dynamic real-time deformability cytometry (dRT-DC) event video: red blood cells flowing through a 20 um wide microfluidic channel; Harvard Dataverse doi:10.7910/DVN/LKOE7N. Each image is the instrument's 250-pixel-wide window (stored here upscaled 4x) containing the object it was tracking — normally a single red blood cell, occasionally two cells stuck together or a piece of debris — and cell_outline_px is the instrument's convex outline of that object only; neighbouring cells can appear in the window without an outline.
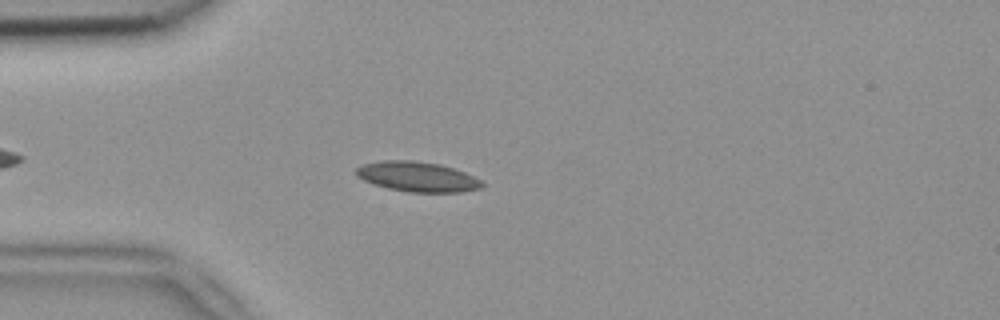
{"species": "common noctule bat (a hibernating species)", "species_latin": "Nyctalus noctula", "temperature_condition": "room temperature", "stored_images_in_passage": 36, "camera_frame_rate_fps": 3000, "um_per_image_px": 0.085, "animal": {"sex": "female", "body_mass_g": 18.4}, "frame": {"image": 1, "passage_image": 8, "time_ms": 2.333, "image_size_px": [1000, 320], "cell_outline_px": [[484, 184], [480, 188], [460, 192], [408, 192], [388, 188], [372, 184], [356, 176], [356, 168], [364, 164], [384, 160], [412, 160], [440, 164], [464, 172], [480, 180]], "centroid_in_image_um": [35.45, 15.02], "position_along_channel_um": 49.6, "area_um2": 21.85}}
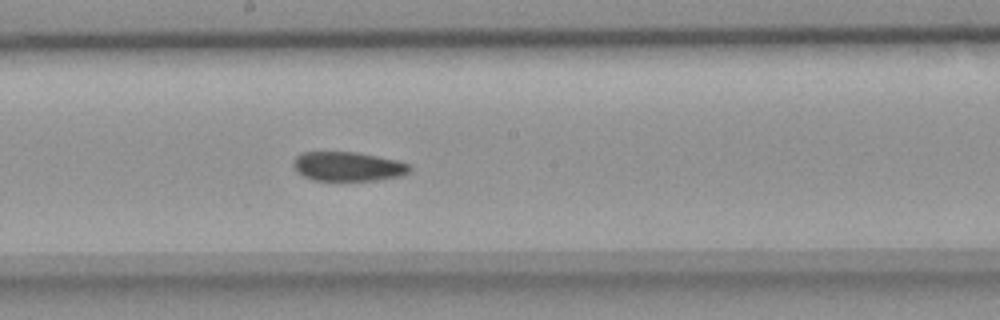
{"frame": {"image": 2, "passage_image": 22, "time_ms": 7.0, "image_size_px": [1000, 320], "cell_outline_px": [[412, 172], [400, 176], [376, 180], [312, 180], [296, 172], [292, 164], [296, 156], [304, 152], [356, 152], [396, 160], [412, 164]], "centroid_in_image_um": [29.6, 14.15], "position_along_channel_um": 218.6, "area_um2": 19.94}}
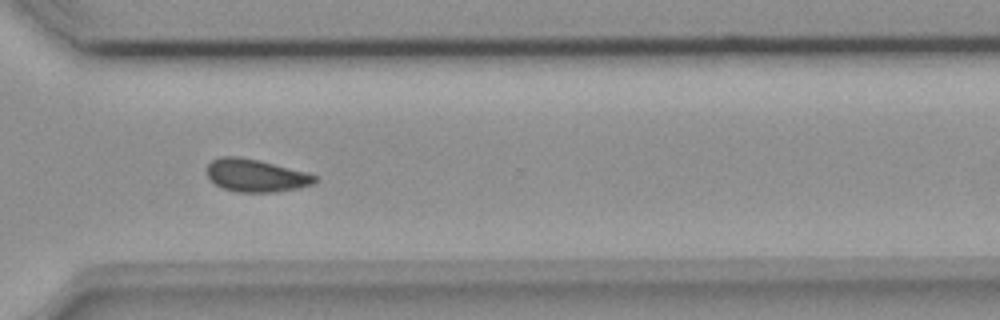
{"frame": {"image": 3, "passage_image": 32, "time_ms": 10.333, "image_size_px": [1000, 320], "cell_outline_px": [[316, 180], [312, 184], [296, 188], [272, 192], [236, 192], [224, 188], [216, 184], [208, 176], [208, 164], [212, 160], [220, 156], [240, 156], [308, 172], [316, 176]], "centroid_in_image_um": [21.74, 14.91], "position_along_channel_um": 348.9, "area_um2": 20.29}, "authors_computed_cell_mechanics": {"area_um2": 21.0103, "velocity_mm_per_s": 3.8915, "shape_relaxation_time_tau1_ms": null, "shape_relaxation_time_tau2_ms": 4.0411, "deformation_change_tau1": null, "deformation_change_tau2": 0.0833}}